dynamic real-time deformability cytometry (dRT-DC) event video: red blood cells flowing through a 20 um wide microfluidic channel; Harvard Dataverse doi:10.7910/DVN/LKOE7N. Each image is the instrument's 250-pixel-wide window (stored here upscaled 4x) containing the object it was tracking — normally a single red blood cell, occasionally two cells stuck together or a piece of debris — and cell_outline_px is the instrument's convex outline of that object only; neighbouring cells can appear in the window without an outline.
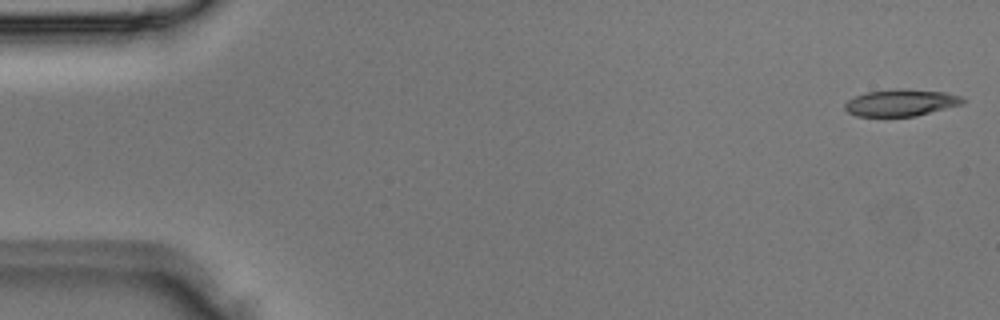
{"species": "Egyptian fruit bat (a non-hibernating species)", "species_latin": "Rousettus aegyptiacus", "temperature_condition": "room temperature", "stored_images_in_passage": 3, "camera_frame_rate_fps": 3000, "um_per_image_px": 0.085, "animal": {"sex": "male"}, "frame": {"image": 1, "passage_image": 3, "time_ms": 0.667, "image_size_px": [1000, 320], "cell_outline_px": [[964, 100], [960, 104], [916, 116], [856, 116], [848, 112], [844, 108], [844, 104], [848, 100], [856, 96], [868, 92], [900, 88], [944, 92], [960, 96]], "centroid_in_image_um": [76.53, 8.73], "position_along_channel_um": 8.5, "area_um2": 18.09}}